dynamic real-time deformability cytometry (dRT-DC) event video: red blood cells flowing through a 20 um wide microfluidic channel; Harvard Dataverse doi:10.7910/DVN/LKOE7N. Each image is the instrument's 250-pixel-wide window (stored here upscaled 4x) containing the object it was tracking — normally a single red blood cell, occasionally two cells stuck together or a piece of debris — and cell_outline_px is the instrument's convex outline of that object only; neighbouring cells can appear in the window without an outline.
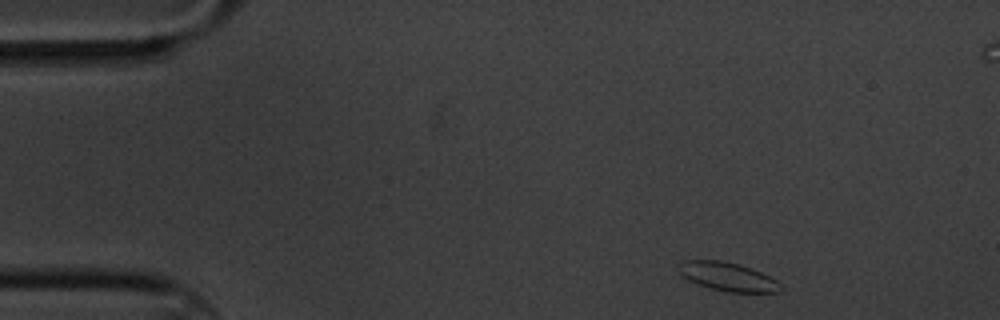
{"species": "common noctule bat (a hibernating species)", "species_latin": "Nyctalus noctula", "temperature_condition": "cold", "stored_images_in_passage": 6, "camera_frame_rate_fps": 3000, "um_per_image_px": 0.085, "animal": {"sex": "male", "body_mass_g": 20.1, "forearm_length_mm": 53.5}, "frame": {"image": 1, "passage_image": 1, "time_ms": 0.0, "image_size_px": [1000, 320], "cell_outline_px": [[784, 288], [780, 292], [728, 292], [708, 288], [688, 280], [680, 272], [680, 264], [684, 260], [720, 260], [740, 264], [752, 268], [776, 280]], "centroid_in_image_um": [61.89, 23.52], "position_along_channel_um": 23.1, "area_um2": 16.94}}
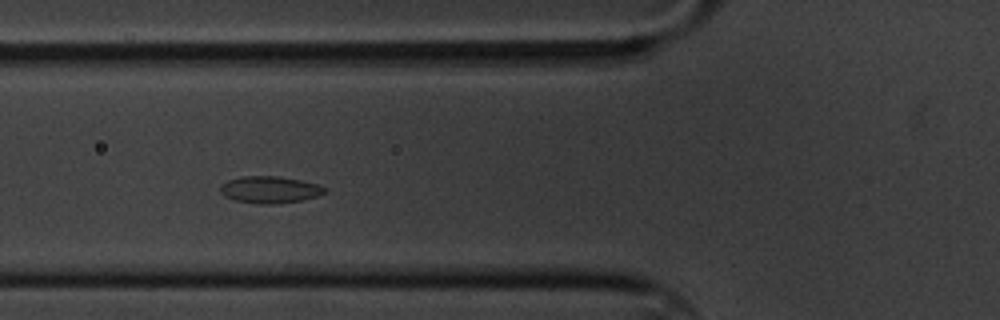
{"frame": {"image": 2, "passage_image": 5, "time_ms": 1.333, "image_size_px": [1000, 320], "cell_outline_px": [[328, 192], [304, 200], [276, 204], [260, 204], [236, 200], [224, 196], [220, 192], [220, 188], [228, 180], [240, 176], [276, 176], [300, 180], [316, 184], [324, 188]], "centroid_in_image_um": [22.93, 16.13], "position_along_channel_um": 102.9, "area_um2": 16.24}}
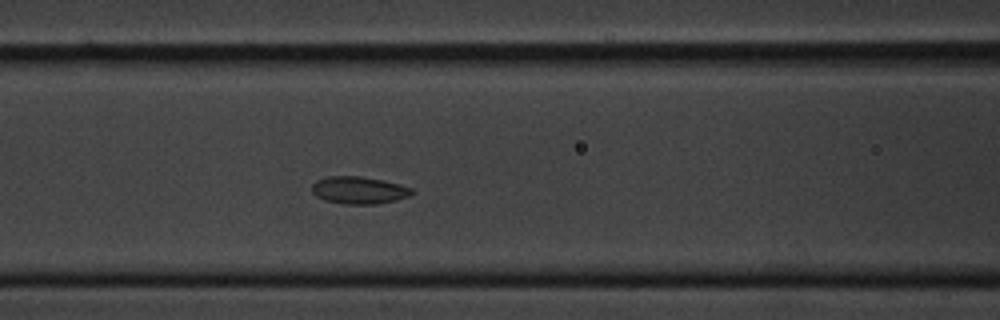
{"frame": {"image": 3, "passage_image": 6, "time_ms": 1.667, "image_size_px": [1000, 320], "cell_outline_px": [[412, 192], [408, 196], [396, 200], [376, 204], [340, 204], [324, 200], [316, 196], [312, 192], [312, 184], [316, 180], [328, 176], [360, 176], [400, 184], [412, 188]], "centroid_in_image_um": [30.46, 16.17], "position_along_channel_um": 136.1, "area_um2": 15.9}}